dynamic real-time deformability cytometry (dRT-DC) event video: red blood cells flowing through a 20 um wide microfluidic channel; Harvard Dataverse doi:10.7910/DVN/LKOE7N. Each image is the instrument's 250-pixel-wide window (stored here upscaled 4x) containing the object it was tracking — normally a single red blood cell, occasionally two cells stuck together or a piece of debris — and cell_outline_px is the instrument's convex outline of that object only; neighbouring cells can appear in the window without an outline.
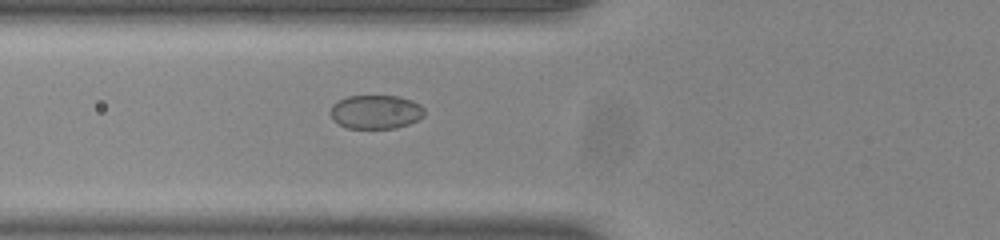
{"species": "common noctule bat (a hibernating species)", "species_latin": "Nyctalus noctula", "temperature_condition": "room temperature", "stored_images_in_passage": 35, "camera_frame_rate_fps": 3000, "um_per_image_px": 0.085, "animal": {"sex": "male", "body_mass_g": 20.0, "forearm_length_mm": 53.3}, "frame": {"image": 1, "passage_image": 3, "time_ms": 0.667, "image_size_px": [1000, 240], "cell_outline_px": [[424, 116], [408, 124], [396, 128], [348, 128], [332, 120], [328, 112], [332, 104], [348, 96], [396, 96], [412, 100], [420, 104], [424, 108]], "centroid_in_image_um": [31.92, 9.51], "position_along_channel_um": 93.9, "area_um2": 18.61}}
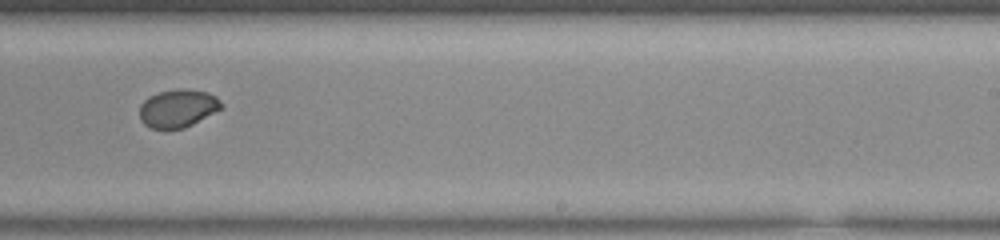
{"frame": {"image": 2, "passage_image": 17, "time_ms": 5.333, "image_size_px": [1000, 240], "cell_outline_px": [[224, 108], [184, 128], [152, 128], [144, 124], [140, 120], [140, 104], [148, 96], [160, 92], [180, 88], [184, 88], [208, 92], [216, 96], [224, 104]], "centroid_in_image_um": [15.15, 9.19], "position_along_channel_um": 273.9, "area_um2": 18.21}}
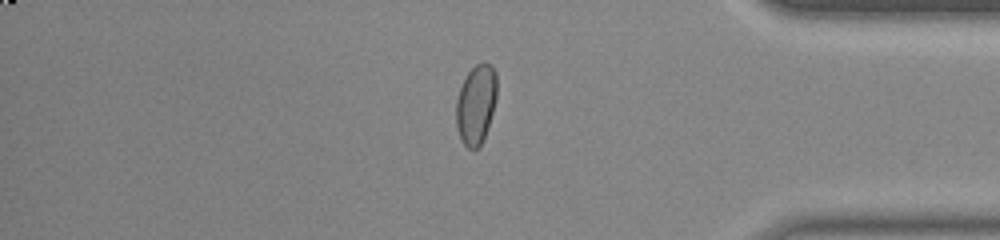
{"frame": {"image": 3, "passage_image": 28, "time_ms": 9.0, "image_size_px": [1000, 240], "cell_outline_px": [[496, 100], [484, 136], [480, 144], [476, 148], [468, 148], [460, 140], [456, 128], [456, 100], [460, 88], [468, 72], [476, 64], [484, 60], [492, 64], [496, 72]], "centroid_in_image_um": [40.45, 8.82], "position_along_channel_um": 394.8, "area_um2": 18.84}}